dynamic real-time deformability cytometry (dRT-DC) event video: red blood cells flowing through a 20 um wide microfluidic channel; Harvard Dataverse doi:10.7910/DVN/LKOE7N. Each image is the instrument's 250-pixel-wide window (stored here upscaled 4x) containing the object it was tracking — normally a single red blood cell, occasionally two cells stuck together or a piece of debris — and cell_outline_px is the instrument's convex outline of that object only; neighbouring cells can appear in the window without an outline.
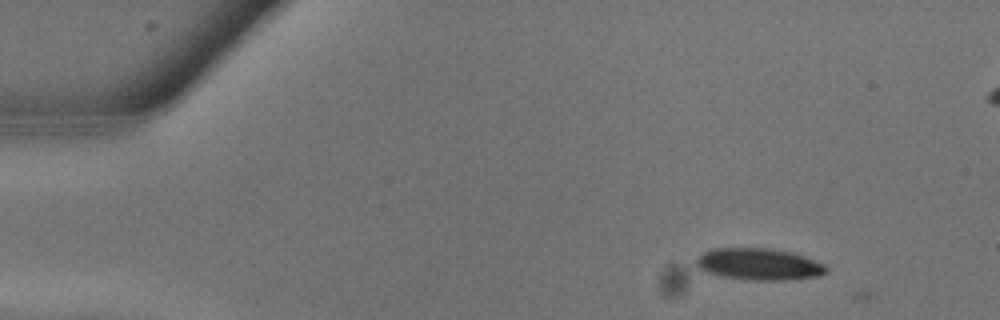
{"species": "common noctule bat (a hibernating species)", "species_latin": "Nyctalus noctula", "temperature_condition": "warm", "stored_images_in_passage": 2, "camera_frame_rate_fps": 3000, "um_per_image_px": 0.085, "animal": {"sex": "male", "body_mass_g": 13.3}, "frame": {"image": 1, "passage_image": 1, "time_ms": 0.0, "image_size_px": [1000, 320], "cell_outline_px": [[828, 272], [820, 276], [788, 280], [752, 280], [724, 276], [708, 272], [700, 268], [696, 264], [696, 256], [704, 252], [716, 248], [772, 248], [792, 252], [804, 256], [824, 264], [828, 268]], "centroid_in_image_um": [64.56, 22.45], "position_along_channel_um": 20.4, "area_um2": 24.04}}